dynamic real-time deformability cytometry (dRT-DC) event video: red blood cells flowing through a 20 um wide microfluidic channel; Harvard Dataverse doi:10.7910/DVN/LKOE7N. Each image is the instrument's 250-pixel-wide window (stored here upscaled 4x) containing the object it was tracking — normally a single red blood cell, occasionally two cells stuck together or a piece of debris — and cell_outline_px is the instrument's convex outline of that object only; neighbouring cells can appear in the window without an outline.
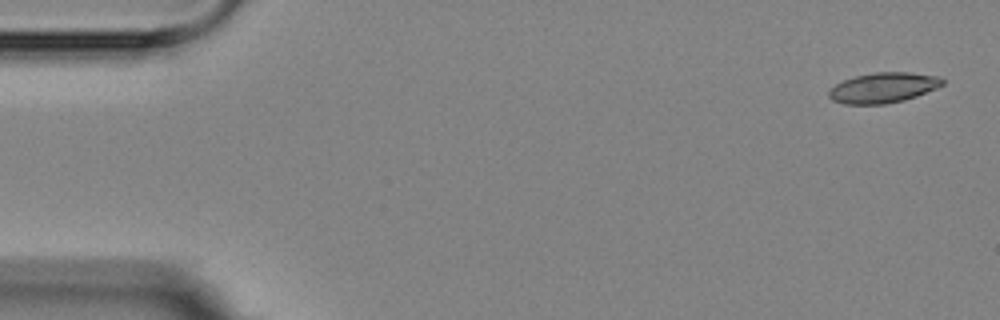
{"species": "Egyptian fruit bat (a non-hibernating species)", "species_latin": "Rousettus aegyptiacus", "temperature_condition": "room temperature", "stored_images_in_passage": 5, "camera_frame_rate_fps": 3000, "um_per_image_px": 0.085, "animal": {"sex": "female"}, "frame": {"image": 1, "passage_image": 1, "time_ms": 0.0, "image_size_px": [1000, 320], "cell_outline_px": [[944, 84], [936, 88], [916, 96], [904, 100], [884, 104], [844, 104], [832, 100], [828, 96], [828, 88], [844, 80], [856, 76], [876, 72], [908, 72], [940, 76], [944, 80]], "centroid_in_image_um": [75.06, 7.45], "position_along_channel_um": 9.9, "area_um2": 20.06}}
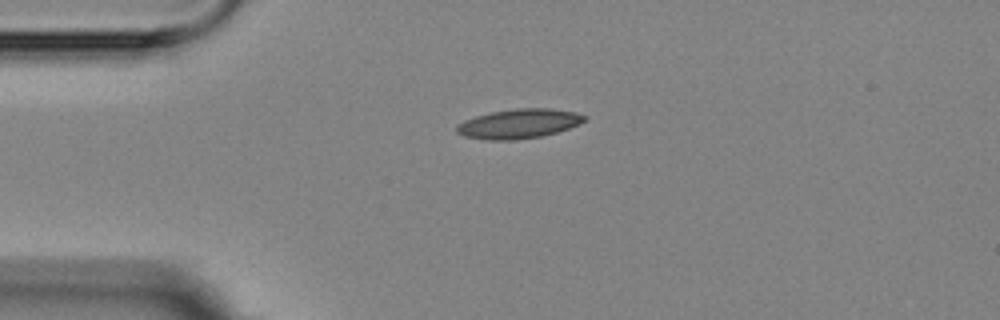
{"frame": {"image": 2, "passage_image": 4, "time_ms": 3.667, "image_size_px": [1000, 320], "cell_outline_px": [[588, 116], [584, 120], [568, 128], [556, 132], [540, 136], [516, 140], [488, 140], [464, 136], [456, 132], [456, 124], [464, 120], [476, 116], [492, 112], [516, 108], [548, 108], [576, 112]], "centroid_in_image_um": [44.06, 10.51], "position_along_channel_um": 40.9, "area_um2": 21.79}}